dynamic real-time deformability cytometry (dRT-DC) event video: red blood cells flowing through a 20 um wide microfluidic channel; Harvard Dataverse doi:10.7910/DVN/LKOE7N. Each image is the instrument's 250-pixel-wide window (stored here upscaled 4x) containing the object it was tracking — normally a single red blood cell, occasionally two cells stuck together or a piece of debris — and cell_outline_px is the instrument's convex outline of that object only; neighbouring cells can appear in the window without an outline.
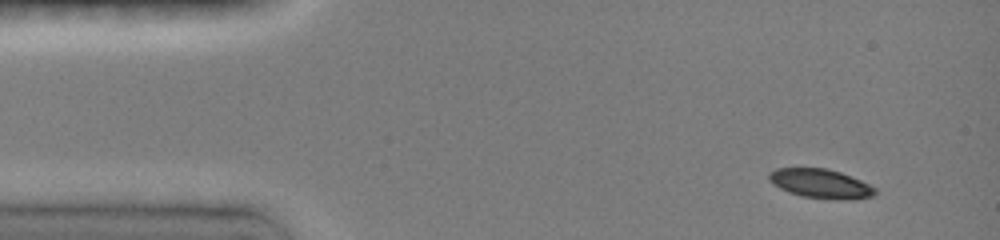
{"species": "common noctule bat (a hibernating species)", "species_latin": "Nyctalus noctula", "temperature_condition": "room temperature", "stored_images_in_passage": 36, "camera_frame_rate_fps": 3000, "um_per_image_px": 0.085, "animal": {"sex": "female", "body_mass_g": 19.0, "forearm_length_mm": 51.5}, "frame": {"image": 1, "passage_image": 2, "time_ms": 0.333, "image_size_px": [1000, 240], "cell_outline_px": [[876, 196], [852, 200], [848, 200], [800, 196], [788, 192], [772, 184], [768, 180], [768, 172], [776, 168], [828, 168], [840, 172], [860, 180], [876, 188]], "centroid_in_image_um": [69.74, 15.61], "position_along_channel_um": 15.3, "area_um2": 18.21}}
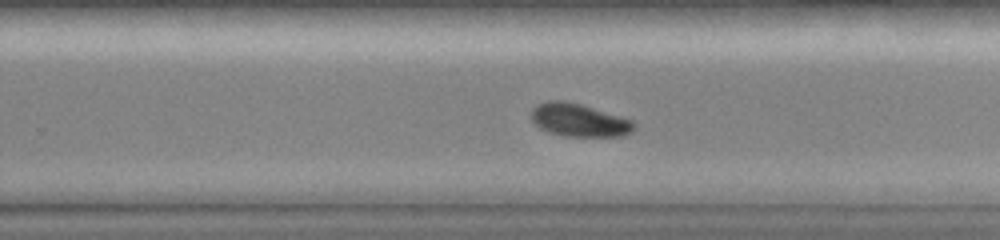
{"frame": {"image": 2, "passage_image": 22, "time_ms": 9.0, "image_size_px": [1000, 240], "cell_outline_px": [[636, 128], [632, 132], [624, 136], [564, 136], [548, 132], [540, 128], [532, 120], [532, 108], [536, 104], [548, 100], [564, 100], [580, 104], [632, 120], [636, 124]], "centroid_in_image_um": [49.22, 10.21], "position_along_channel_um": 280.6, "area_um2": 19.77}}
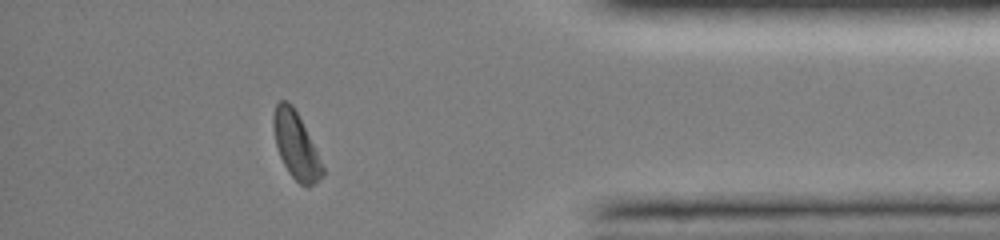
{"frame": {"image": 3, "passage_image": 32, "time_ms": 12.667, "image_size_px": [1000, 240], "cell_outline_px": [[324, 176], [308, 188], [300, 184], [288, 172], [280, 156], [276, 144], [272, 128], [272, 120], [276, 104], [280, 100], [288, 100], [292, 104], [324, 168]], "centroid_in_image_um": [25.13, 12.38], "position_along_channel_um": 410.1, "area_um2": 18.61}, "authors_computed_cell_mechanics": {"area_um2": 19.652, "velocity_mm_per_s": 4.0955, "shape_relaxation_time_tau1_ms": 2.0893, "shape_relaxation_time_tau2_ms": null, "deformation_change_tau1": 0.1288, "deformation_change_tau2": null}}